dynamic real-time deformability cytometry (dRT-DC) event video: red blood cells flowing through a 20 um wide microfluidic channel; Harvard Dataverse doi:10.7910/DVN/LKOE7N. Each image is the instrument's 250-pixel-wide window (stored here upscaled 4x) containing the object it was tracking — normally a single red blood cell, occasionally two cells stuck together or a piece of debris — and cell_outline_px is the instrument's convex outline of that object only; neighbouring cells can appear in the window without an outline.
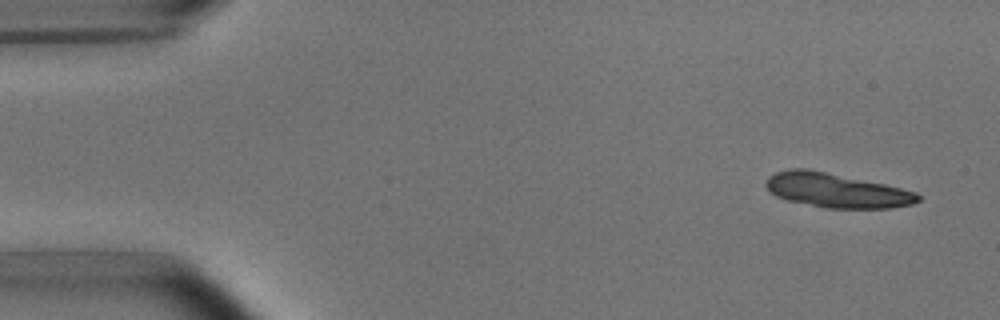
{"species": "common noctule bat (a hibernating species)", "species_latin": "Nyctalus noctula", "temperature_condition": "room temperature", "stored_images_in_passage": 4, "camera_frame_rate_fps": 3000, "um_per_image_px": 0.085, "animal": {"sex": "male", "body_mass_g": 15.6}, "frame": {"image": 1, "passage_image": 1, "time_ms": 0.0, "image_size_px": [1000, 320], "cell_outline_px": [[920, 200], [912, 204], [892, 208], [824, 208], [788, 200], [776, 196], [764, 184], [768, 176], [776, 172], [788, 168], [808, 168], [884, 184], [916, 192], [920, 196]], "centroid_in_image_um": [71.08, 16.18], "position_along_channel_um": 13.9, "area_um2": 30.35}}